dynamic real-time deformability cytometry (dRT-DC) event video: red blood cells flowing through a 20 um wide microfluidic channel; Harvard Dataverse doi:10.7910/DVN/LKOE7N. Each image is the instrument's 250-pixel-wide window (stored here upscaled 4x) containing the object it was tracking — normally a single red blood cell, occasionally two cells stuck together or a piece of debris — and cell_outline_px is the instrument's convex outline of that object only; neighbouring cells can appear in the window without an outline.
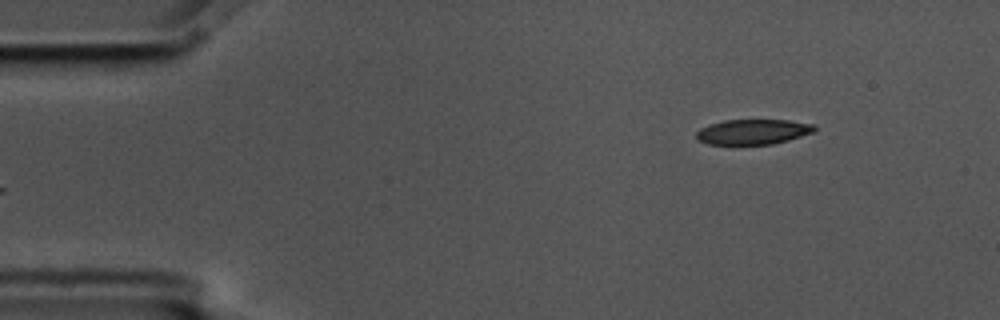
{"species": "common noctule bat (a hibernating species)", "species_latin": "Nyctalus noctula", "temperature_condition": "cold", "stored_images_in_passage": 4, "segment_of_instrument_passage": [2, 2], "camera_frame_rate_fps": 3000, "um_per_image_px": 0.085, "animal": {"sex": "male", "body_mass_g": 17.5, "forearm_length_mm": 52.3}, "frame": {"image": 1, "passage_image": 4, "time_ms": 1.0, "image_size_px": [1000, 320], "cell_outline_px": [[816, 132], [788, 140], [772, 144], [708, 144], [696, 140], [696, 132], [700, 128], [708, 124], [724, 120], [788, 120], [816, 124]], "centroid_in_image_um": [64.02, 11.2], "position_along_channel_um": 21.0, "area_um2": 17.51}}